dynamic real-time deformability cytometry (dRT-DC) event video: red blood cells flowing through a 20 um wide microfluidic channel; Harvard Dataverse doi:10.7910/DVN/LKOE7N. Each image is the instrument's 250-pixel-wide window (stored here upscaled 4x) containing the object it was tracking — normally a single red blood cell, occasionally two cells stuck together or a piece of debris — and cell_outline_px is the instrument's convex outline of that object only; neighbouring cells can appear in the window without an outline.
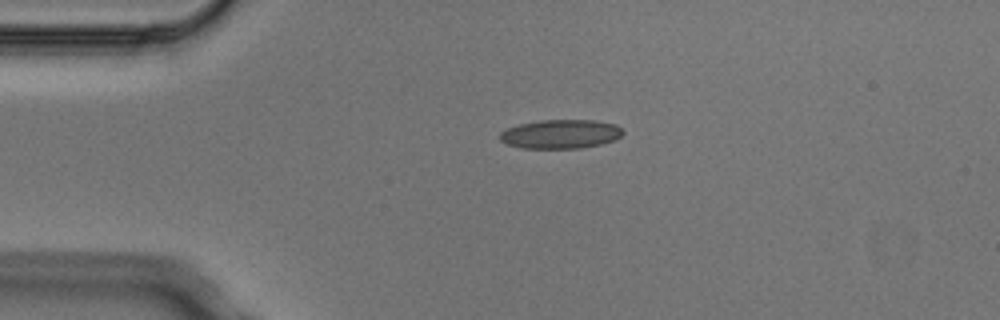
{"species": "Egyptian fruit bat (a non-hibernating species)", "species_latin": "Rousettus aegyptiacus", "temperature_condition": "cold", "stored_images_in_passage": 2, "camera_frame_rate_fps": 3000, "um_per_image_px": 0.085, "animal": {"sex": "male"}, "frame": {"image": 1, "passage_image": 1, "time_ms": 0.0, "image_size_px": [1000, 320], "cell_outline_px": [[624, 132], [616, 140], [600, 144], [580, 148], [520, 148], [508, 144], [500, 140], [500, 132], [508, 128], [520, 124], [540, 120], [592, 120], [616, 124]], "centroid_in_image_um": [47.66, 11.39], "position_along_channel_um": 37.3, "area_um2": 20.69}}